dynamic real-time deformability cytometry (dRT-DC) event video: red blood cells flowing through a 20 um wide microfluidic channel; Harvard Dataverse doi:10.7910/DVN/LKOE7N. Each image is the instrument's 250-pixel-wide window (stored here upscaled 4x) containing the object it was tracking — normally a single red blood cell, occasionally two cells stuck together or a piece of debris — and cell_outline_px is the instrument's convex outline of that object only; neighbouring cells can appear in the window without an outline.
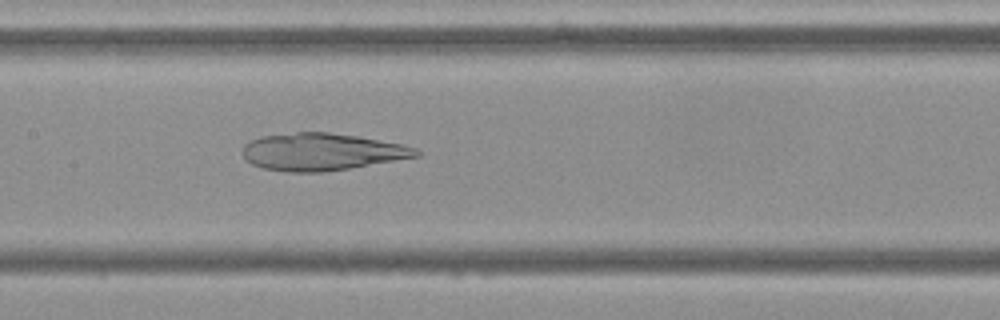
{"species": "Egyptian fruit bat (a non-hibernating species)", "species_latin": "Rousettus aegyptiacus", "temperature_condition": "cold", "stored_images_in_passage": 54, "camera_frame_rate_fps": 3000, "um_per_image_px": 0.085, "frame": {"image": 1, "passage_image": 26, "time_ms": 8.333, "image_size_px": [1000, 320], "cell_outline_px": [[420, 156], [324, 172], [284, 172], [264, 168], [252, 164], [240, 152], [244, 144], [260, 136], [296, 132], [328, 132], [356, 136], [400, 144], [416, 148], [420, 152]], "centroid_in_image_um": [27.3, 12.9], "position_along_channel_um": 180.1, "area_um2": 37.45}}
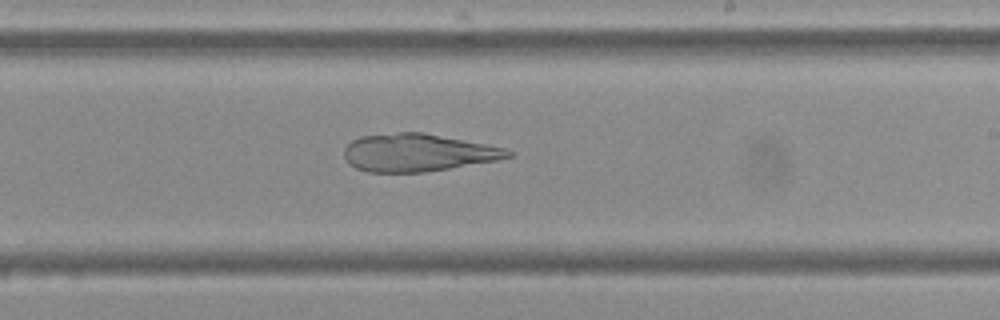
{"frame": {"image": 2, "passage_image": 32, "time_ms": 10.333, "image_size_px": [1000, 320], "cell_outline_px": [[512, 156], [496, 160], [424, 172], [368, 172], [356, 168], [348, 164], [344, 156], [344, 148], [352, 140], [360, 136], [396, 132], [424, 132], [504, 148], [512, 152]], "centroid_in_image_um": [35.44, 12.97], "position_along_channel_um": 253.6, "area_um2": 35.72}}
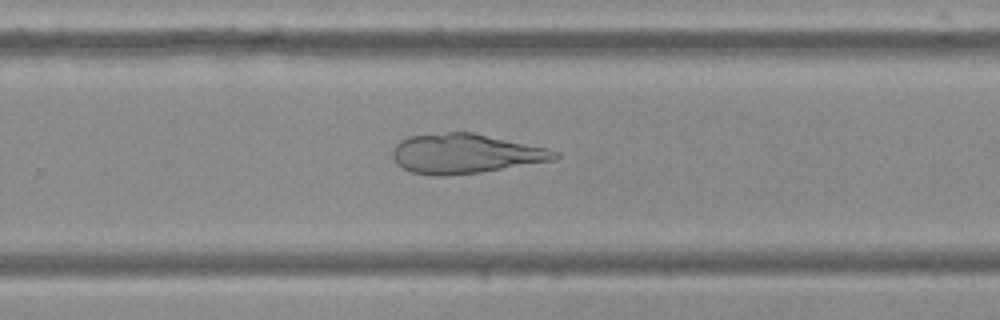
{"frame": {"image": 3, "passage_image": 35, "time_ms": 11.333, "image_size_px": [1000, 320], "cell_outline_px": [[560, 156], [552, 160], [480, 172], [444, 176], [432, 176], [412, 172], [396, 164], [392, 156], [392, 148], [400, 140], [408, 136], [448, 132], [472, 132], [548, 148], [560, 152]], "centroid_in_image_um": [39.51, 13.06], "position_along_channel_um": 290.3, "area_um2": 37.4}}